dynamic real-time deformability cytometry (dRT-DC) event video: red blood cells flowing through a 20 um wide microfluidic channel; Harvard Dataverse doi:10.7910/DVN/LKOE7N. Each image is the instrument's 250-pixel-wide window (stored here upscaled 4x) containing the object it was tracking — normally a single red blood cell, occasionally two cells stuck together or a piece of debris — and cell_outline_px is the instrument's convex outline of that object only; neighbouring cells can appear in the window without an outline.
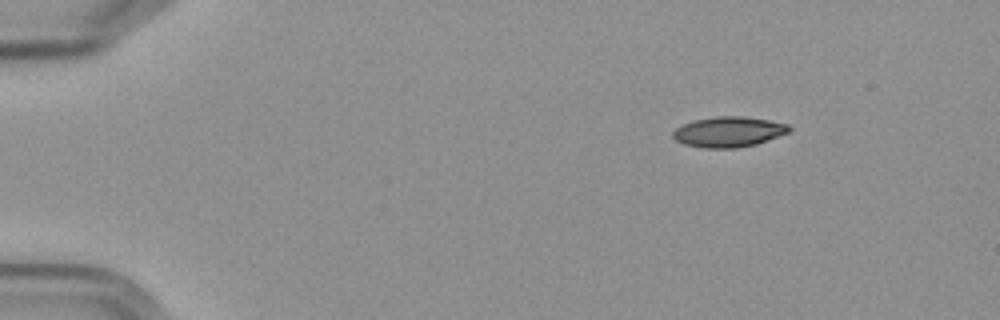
{"species": "Egyptian fruit bat (a non-hibernating species)", "species_latin": "Rousettus aegyptiacus", "temperature_condition": "cold", "stored_images_in_passage": 50, "camera_frame_rate_fps": 3000, "um_per_image_px": 0.085, "frame": {"image": 1, "passage_image": 1, "time_ms": 0.0, "image_size_px": [1000, 320], "cell_outline_px": [[792, 132], [756, 144], [736, 148], [704, 148], [684, 144], [676, 140], [672, 136], [672, 132], [676, 128], [692, 120], [716, 116], [744, 116], [768, 120], [788, 124], [792, 128]], "centroid_in_image_um": [61.96, 11.2], "position_along_channel_um": 23.0, "area_um2": 20.75}}
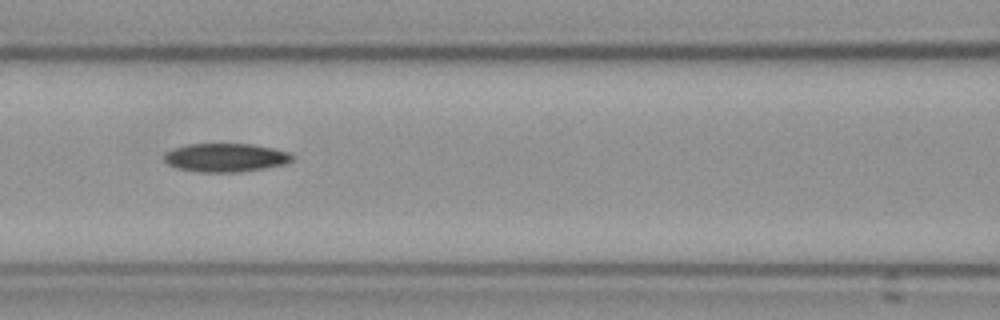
{"frame": {"image": 2, "passage_image": 19, "time_ms": 6.0, "image_size_px": [1000, 320], "cell_outline_px": [[292, 160], [284, 164], [264, 168], [240, 172], [200, 172], [176, 168], [168, 164], [164, 160], [164, 152], [172, 148], [188, 144], [252, 144], [272, 148], [288, 152], [292, 156]], "centroid_in_image_um": [19.12, 13.39], "position_along_channel_um": 147.5, "area_um2": 21.27}}
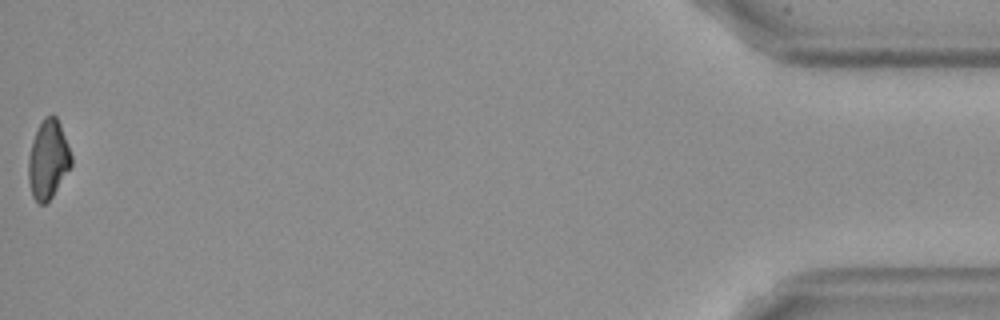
{"frame": {"image": 3, "passage_image": 50, "time_ms": 16.333, "image_size_px": [1000, 320], "cell_outline_px": [[72, 164], [52, 196], [44, 204], [40, 204], [32, 196], [28, 180], [28, 156], [32, 140], [44, 116], [56, 116], [60, 124], [72, 156]], "centroid_in_image_um": [4.07, 13.56], "position_along_channel_um": 431.1, "area_um2": 19.42}, "authors_computed_cell_mechanics": {"area_um2": 20.9814, "velocity_mm_per_s": 3.6008, "shape_relaxation_time_tau1_ms": 11.2222, "shape_relaxation_time_tau2_ms": null, "deformation_change_tau1": 0.2373, "deformation_change_tau2": null}}